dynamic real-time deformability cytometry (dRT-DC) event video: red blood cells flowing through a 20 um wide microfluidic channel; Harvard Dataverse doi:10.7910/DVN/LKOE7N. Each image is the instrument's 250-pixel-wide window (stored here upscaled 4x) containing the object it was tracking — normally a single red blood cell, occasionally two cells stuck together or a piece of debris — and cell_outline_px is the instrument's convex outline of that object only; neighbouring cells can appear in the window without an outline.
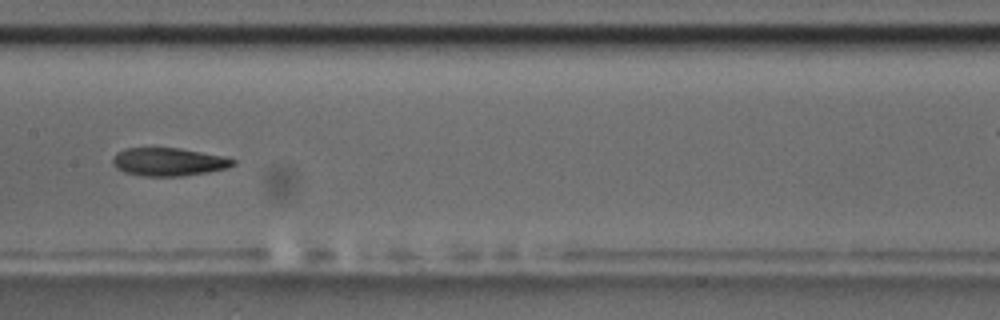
{"species": "common noctule bat (a hibernating species)", "species_latin": "Nyctalus noctula", "temperature_condition": "room temperature", "stored_images_in_passage": 11, "camera_frame_rate_fps": 3000, "um_per_image_px": 0.085, "animal": {"sex": "male", "body_mass_g": 17.5, "forearm_length_mm": 52.3}, "frame": {"image": 1, "passage_image": 8, "time_ms": 8.0, "image_size_px": [1000, 320], "cell_outline_px": [[236, 164], [228, 168], [208, 172], [184, 176], [144, 176], [124, 172], [116, 168], [112, 160], [112, 156], [116, 152], [124, 148], [180, 148], [220, 156], [236, 160]], "centroid_in_image_um": [14.3, 13.76], "position_along_channel_um": 193.1, "area_um2": 19.71}}